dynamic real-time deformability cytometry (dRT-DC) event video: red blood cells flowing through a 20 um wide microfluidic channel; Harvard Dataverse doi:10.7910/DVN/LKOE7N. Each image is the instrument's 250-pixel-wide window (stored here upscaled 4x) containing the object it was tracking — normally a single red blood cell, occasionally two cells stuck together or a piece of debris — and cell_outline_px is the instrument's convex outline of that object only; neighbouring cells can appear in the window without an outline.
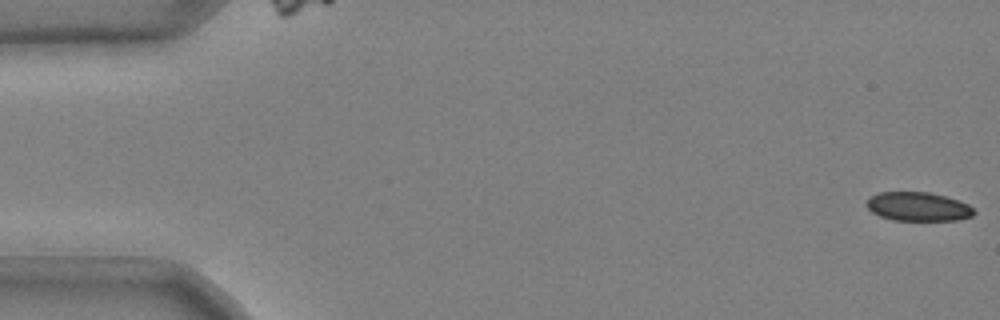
{"species": "common noctule bat (a hibernating species)", "species_latin": "Nyctalus noctula", "temperature_condition": "cold", "stored_images_in_passage": 52, "camera_frame_rate_fps": 3000, "um_per_image_px": 0.085, "animal": {"sex": "male", "body_mass_g": 20.4}, "frame": {"image": 1, "passage_image": 1, "time_ms": 0.0, "image_size_px": [1000, 320], "cell_outline_px": [[976, 212], [972, 216], [956, 220], [892, 220], [880, 216], [872, 212], [868, 208], [868, 200], [872, 196], [880, 192], [928, 192], [944, 196], [968, 204]], "centroid_in_image_um": [78.05, 17.57], "position_along_channel_um": 7.0, "area_um2": 17.8}}
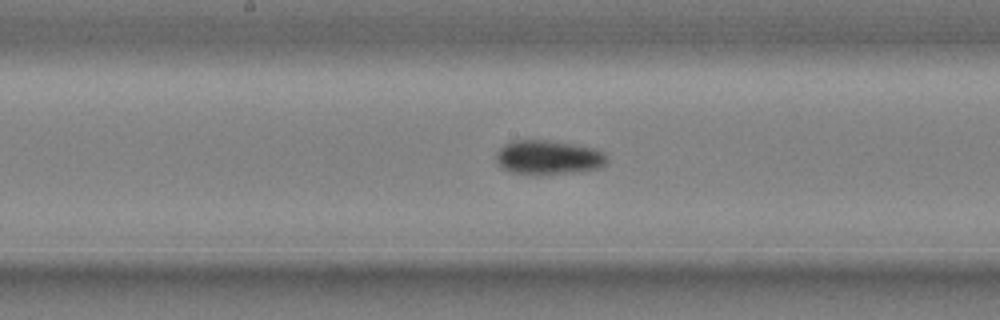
{"frame": {"image": 2, "passage_image": 28, "time_ms": 9.0, "image_size_px": [1000, 320], "cell_outline_px": [[608, 160], [604, 168], [580, 172], [540, 176], [532, 176], [512, 172], [504, 168], [496, 160], [496, 152], [504, 144], [512, 140], [548, 140], [596, 148], [604, 152]], "centroid_in_image_um": [46.66, 13.41], "position_along_channel_um": 201.5, "area_um2": 22.83}}
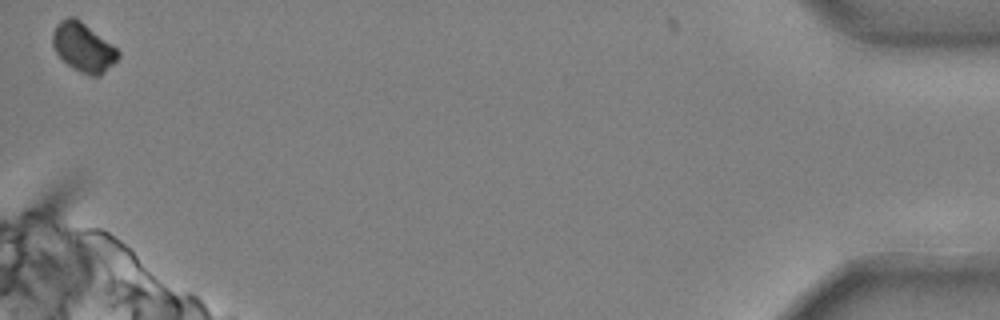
{"frame": {"image": 3, "passage_image": 52, "time_ms": 17.0, "image_size_px": [1000, 320], "cell_outline_px": [[120, 56], [100, 76], [88, 76], [72, 68], [56, 52], [52, 44], [52, 32], [56, 24], [60, 20], [68, 16], [72, 16], [80, 20], [112, 44], [120, 52]], "centroid_in_image_um": [7.06, 4.01], "position_along_channel_um": 428.1, "area_um2": 18.61}, "authors_computed_cell_mechanics": {"area_um2": 20.0566, "velocity_mm_per_s": 3.6998, "shape_relaxation_time_tau1_ms": 2.9223, "shape_relaxation_time_tau2_ms": null, "deformation_change_tau1": 0.0778, "deformation_change_tau2": null}}